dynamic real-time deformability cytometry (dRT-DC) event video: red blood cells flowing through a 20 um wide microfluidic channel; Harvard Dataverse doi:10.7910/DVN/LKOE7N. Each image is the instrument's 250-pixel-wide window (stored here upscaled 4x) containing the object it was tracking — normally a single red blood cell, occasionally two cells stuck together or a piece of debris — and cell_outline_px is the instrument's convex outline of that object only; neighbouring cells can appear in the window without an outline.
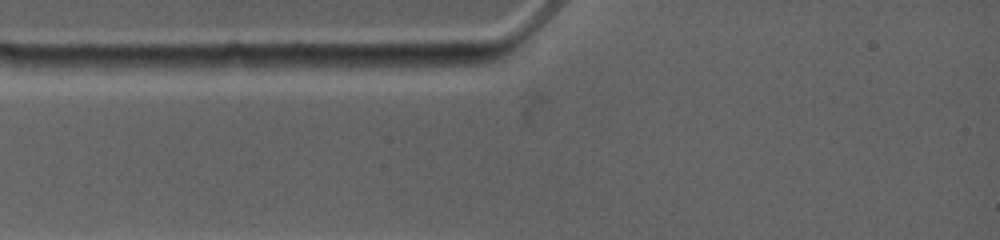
{"species": "common noctule bat (a hibernating species)", "species_latin": "Nyctalus noctula", "temperature_condition": "warm", "stored_images_in_passage": 3, "camera_frame_rate_fps": 4500, "um_per_image_px": 0.085, "animal": {"sex": "female", "body_mass_g": 19.0, "forearm_length_mm": 53.3}, "frame": {"image": 1, "passage_image": 1, "time_ms": 0.0, "image_size_px": [1000, 240], "cell_outline_px": [[476, 64], [416, 72], [348, 68], [304, 64], [304, 56], [392, 56]], "centroid_in_image_um": [32.42, 5.36], "position_along_channel_um": 52.6, "area_um2": 12.83}}